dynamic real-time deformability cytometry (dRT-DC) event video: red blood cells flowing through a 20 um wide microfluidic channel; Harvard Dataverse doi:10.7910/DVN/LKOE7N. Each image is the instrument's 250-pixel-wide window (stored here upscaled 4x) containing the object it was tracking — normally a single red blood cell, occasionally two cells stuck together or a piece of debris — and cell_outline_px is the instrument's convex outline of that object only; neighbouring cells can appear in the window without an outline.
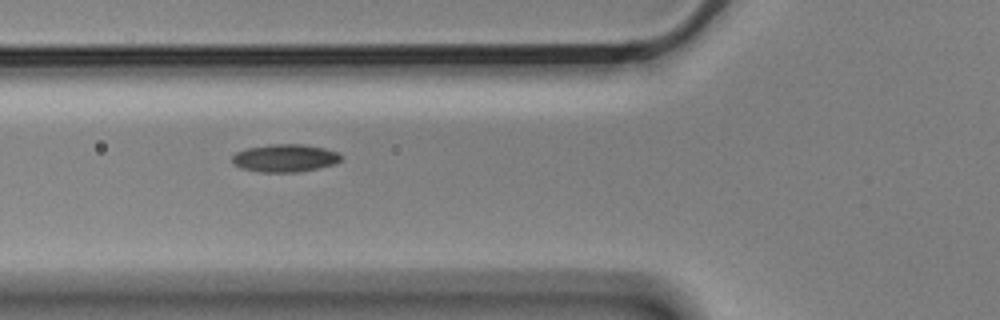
{"species": "Egyptian fruit bat (a non-hibernating species)", "species_latin": "Rousettus aegyptiacus", "temperature_condition": "cold", "stored_images_in_passage": 6, "camera_frame_rate_fps": 3000, "um_per_image_px": 0.085, "animal": {"sex": "male"}, "frame": {"image": 1, "passage_image": 5, "time_ms": 1.333, "image_size_px": [1000, 320], "cell_outline_px": [[344, 156], [336, 164], [300, 172], [260, 172], [240, 168], [232, 164], [232, 156], [236, 152], [248, 148], [268, 144], [304, 144], [324, 148], [340, 152]], "centroid_in_image_um": [24.25, 13.44], "position_along_channel_um": 101.6, "area_um2": 17.92}}
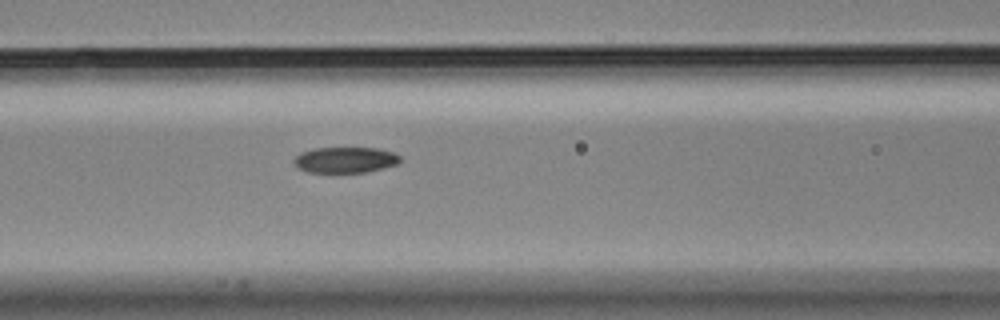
{"frame": {"image": 2, "passage_image": 6, "time_ms": 1.667, "image_size_px": [1000, 320], "cell_outline_px": [[400, 160], [396, 164], [384, 168], [368, 172], [308, 172], [300, 168], [292, 160], [300, 152], [312, 148], [380, 148], [392, 152], [400, 156]], "centroid_in_image_um": [29.35, 13.58], "position_along_channel_um": 137.3, "area_um2": 15.95}}